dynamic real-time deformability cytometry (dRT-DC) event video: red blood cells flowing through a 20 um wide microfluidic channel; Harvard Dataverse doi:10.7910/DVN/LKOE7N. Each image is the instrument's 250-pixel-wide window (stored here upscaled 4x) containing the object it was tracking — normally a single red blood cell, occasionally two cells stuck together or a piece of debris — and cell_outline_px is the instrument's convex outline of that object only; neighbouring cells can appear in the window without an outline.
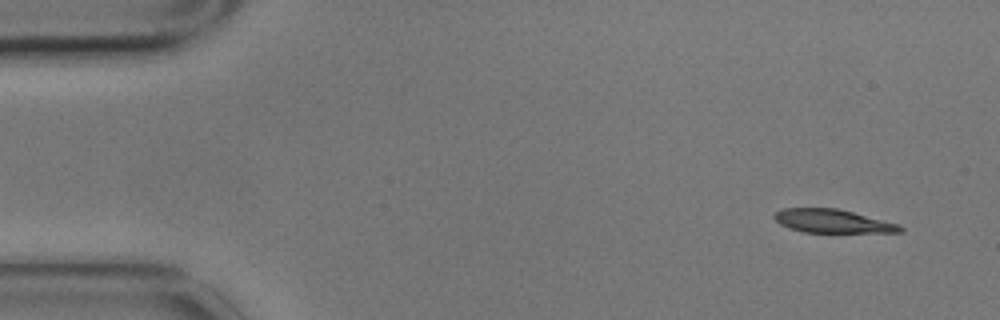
{"species": "common noctule bat (a hibernating species)", "species_latin": "Nyctalus noctula", "temperature_condition": "cold", "stored_images_in_passage": 6, "camera_frame_rate_fps": 3000, "um_per_image_px": 0.085, "animal": {"sex": "male", "body_mass_g": 17.9}, "frame": {"image": 1, "passage_image": 1, "time_ms": 0.0, "image_size_px": [1000, 320], "cell_outline_px": [[904, 232], [804, 232], [788, 228], [780, 224], [772, 216], [776, 212], [784, 208], [836, 208], [900, 224], [904, 228]], "centroid_in_image_um": [70.77, 18.8], "position_along_channel_um": 14.2, "area_um2": 17.11}}
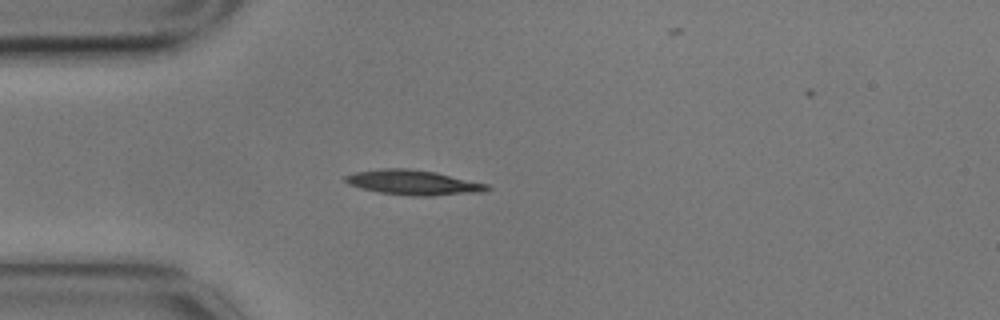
{"frame": {"image": 2, "passage_image": 4, "time_ms": 1.0, "image_size_px": [1000, 320], "cell_outline_px": [[492, 188], [484, 192], [432, 196], [412, 196], [380, 192], [360, 188], [348, 184], [344, 180], [344, 176], [356, 172], [384, 168], [408, 168], [436, 172], [488, 184]], "centroid_in_image_um": [35.16, 15.51], "position_along_channel_um": 49.8, "area_um2": 20.63}}